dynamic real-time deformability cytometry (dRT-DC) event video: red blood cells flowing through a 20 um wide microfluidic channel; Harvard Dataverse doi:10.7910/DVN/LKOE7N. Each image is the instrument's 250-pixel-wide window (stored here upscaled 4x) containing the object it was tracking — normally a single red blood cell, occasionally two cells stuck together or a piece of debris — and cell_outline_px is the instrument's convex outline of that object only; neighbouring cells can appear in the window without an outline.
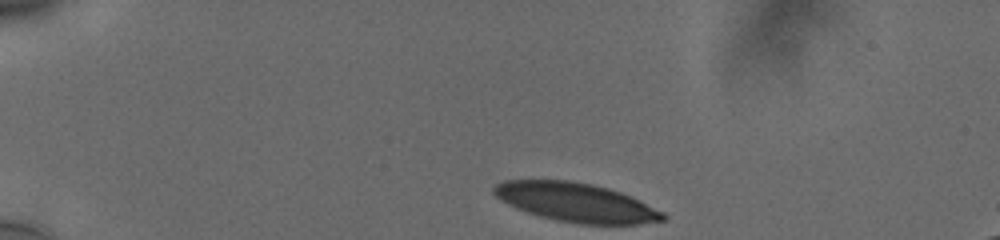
{"species": "human", "species_latin": "Homo sapiens", "temperature_condition": "cold", "stored_images_in_passage": 39, "camera_frame_rate_fps": 3000, "um_per_image_px": 0.085, "donor": {"sex": "male"}, "frame": {"image": 1, "passage_image": 1, "time_ms": 0.0, "image_size_px": [1000, 240], "cell_outline_px": [[668, 216], [664, 220], [636, 224], [576, 224], [556, 220], [540, 216], [516, 208], [500, 200], [492, 192], [492, 188], [496, 184], [504, 180], [568, 180], [592, 184], [608, 188], [620, 192], [664, 212]], "centroid_in_image_um": [48.93, 17.2], "position_along_channel_um": 36.1, "area_um2": 38.21}}
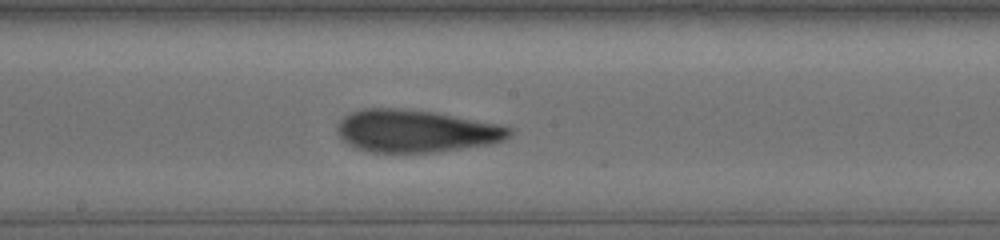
{"frame": {"image": 2, "passage_image": 21, "time_ms": 6.667, "image_size_px": [1000, 240], "cell_outline_px": [[516, 128], [512, 136], [504, 140], [492, 144], [436, 152], [368, 152], [356, 148], [340, 140], [336, 132], [336, 124], [344, 116], [352, 112], [364, 108], [396, 108], [432, 112], [504, 124]], "centroid_in_image_um": [35.39, 11.14], "position_along_channel_um": 212.8, "area_um2": 43.29}}
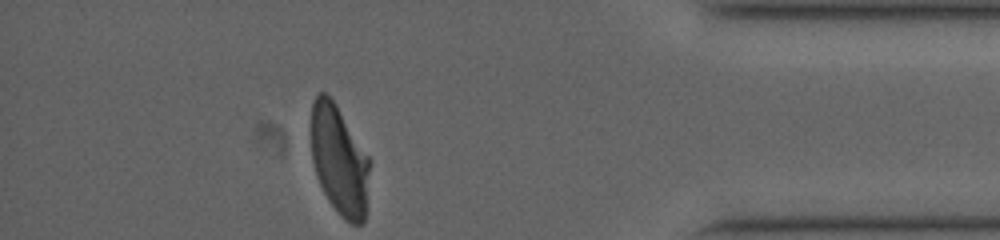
{"frame": {"image": 3, "passage_image": 39, "time_ms": 12.667, "image_size_px": [1000, 240], "cell_outline_px": [[372, 160], [364, 224], [352, 224], [344, 220], [336, 212], [328, 200], [316, 176], [312, 160], [308, 132], [312, 100], [320, 92], [324, 92], [336, 104]], "centroid_in_image_um": [28.82, 13.61], "position_along_channel_um": 406.4, "area_um2": 38.73}, "authors_computed_cell_mechanics": {"area_um2": 41.616, "velocity_mm_per_s": 3.7528, "shape_relaxation_time_tau1_ms": 6.9626, "shape_relaxation_time_tau2_ms": 1.6497, "deformation_change_tau1": 0.2238, "deformation_change_tau2": 0.097}}